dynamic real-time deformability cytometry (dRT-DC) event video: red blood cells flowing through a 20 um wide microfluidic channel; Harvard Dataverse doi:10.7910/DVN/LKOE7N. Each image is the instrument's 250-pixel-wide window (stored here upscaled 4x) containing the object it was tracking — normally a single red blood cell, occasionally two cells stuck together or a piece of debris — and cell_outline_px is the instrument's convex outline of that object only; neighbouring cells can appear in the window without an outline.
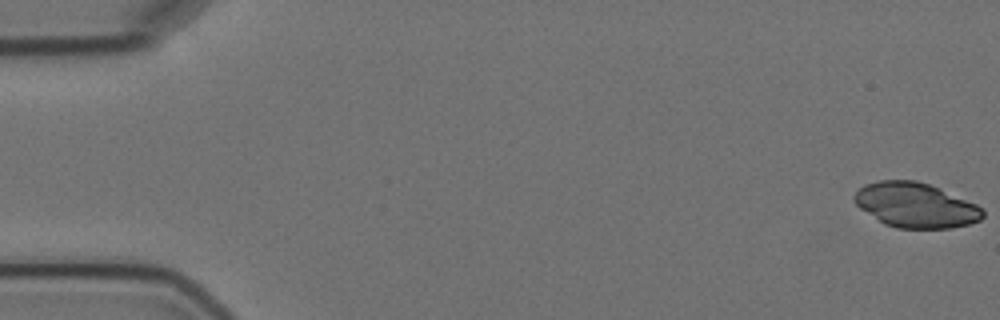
{"species": "Egyptian fruit bat (a non-hibernating species)", "species_latin": "Rousettus aegyptiacus", "temperature_condition": "cold", "stored_images_in_passage": 5, "camera_frame_rate_fps": 3000, "um_per_image_px": 0.085, "animal": {"sex": "female"}, "frame": {"image": 1, "passage_image": 1, "time_ms": 0.0, "image_size_px": [1000, 320], "cell_outline_px": [[984, 216], [980, 220], [968, 224], [952, 228], [896, 228], [884, 224], [860, 208], [852, 200], [852, 196], [864, 184], [880, 180], [916, 180], [928, 184], [976, 204], [984, 212]], "centroid_in_image_um": [77.79, 17.44], "position_along_channel_um": 7.2, "area_um2": 33.35}}